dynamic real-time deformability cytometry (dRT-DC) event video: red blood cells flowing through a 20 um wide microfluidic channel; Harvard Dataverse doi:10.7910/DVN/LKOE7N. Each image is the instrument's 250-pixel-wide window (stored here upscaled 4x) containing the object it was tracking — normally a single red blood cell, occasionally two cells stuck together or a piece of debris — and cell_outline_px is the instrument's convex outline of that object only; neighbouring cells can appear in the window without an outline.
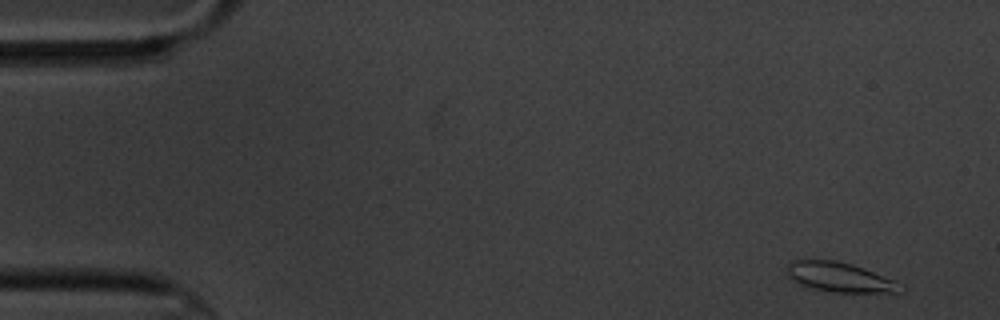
{"species": "common noctule bat (a hibernating species)", "species_latin": "Nyctalus noctula", "temperature_condition": "cold", "stored_images_in_passage": 6, "camera_frame_rate_fps": 3000, "um_per_image_px": 0.085, "animal": {"sex": "male", "body_mass_g": 20.1, "forearm_length_mm": 53.5}, "frame": {"image": 1, "passage_image": 1, "time_ms": 0.0, "image_size_px": [1000, 320], "cell_outline_px": [[904, 284], [896, 292], [836, 292], [804, 288], [788, 280], [784, 272], [784, 268], [792, 260], [836, 260], [852, 264], [864, 268]], "centroid_in_image_um": [71.22, 23.56], "position_along_channel_um": 13.8, "area_um2": 20.06}}
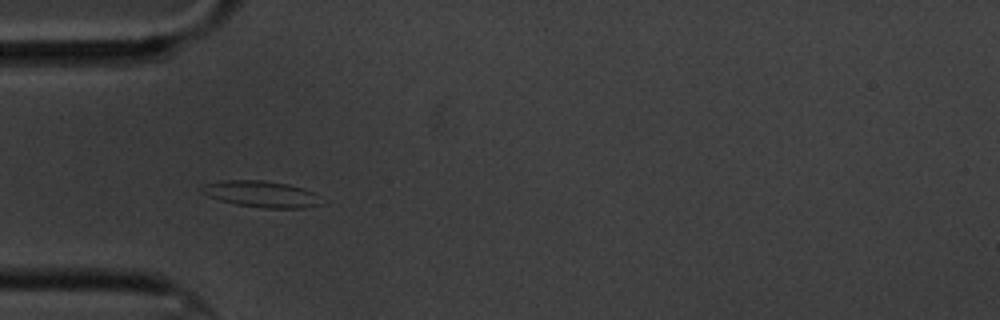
{"frame": {"image": 2, "passage_image": 5, "time_ms": 4.667, "image_size_px": [1000, 320], "cell_outline_px": [[320, 204], [300, 208], [264, 208], [236, 204], [220, 200], [208, 196], [200, 192], [200, 188], [204, 184], [220, 180], [264, 180], [288, 184], [304, 188], [312, 192]], "centroid_in_image_um": [22.11, 16.48], "position_along_channel_um": 62.9, "area_um2": 18.15}}
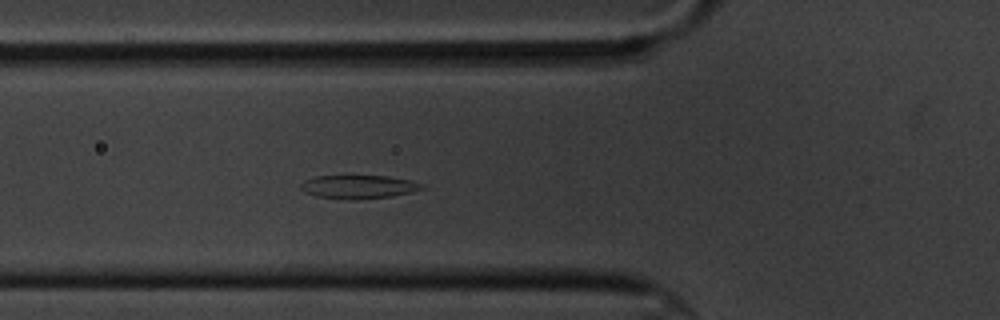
{"frame": {"image": 3, "passage_image": 6, "time_ms": 5.667, "image_size_px": [1000, 320], "cell_outline_px": [[424, 188], [412, 192], [392, 196], [360, 200], [344, 200], [316, 196], [304, 192], [300, 188], [300, 184], [304, 180], [316, 176], [388, 176], [412, 180], [424, 184]], "centroid_in_image_um": [30.48, 15.89], "position_along_channel_um": 95.3, "area_um2": 16.88}}